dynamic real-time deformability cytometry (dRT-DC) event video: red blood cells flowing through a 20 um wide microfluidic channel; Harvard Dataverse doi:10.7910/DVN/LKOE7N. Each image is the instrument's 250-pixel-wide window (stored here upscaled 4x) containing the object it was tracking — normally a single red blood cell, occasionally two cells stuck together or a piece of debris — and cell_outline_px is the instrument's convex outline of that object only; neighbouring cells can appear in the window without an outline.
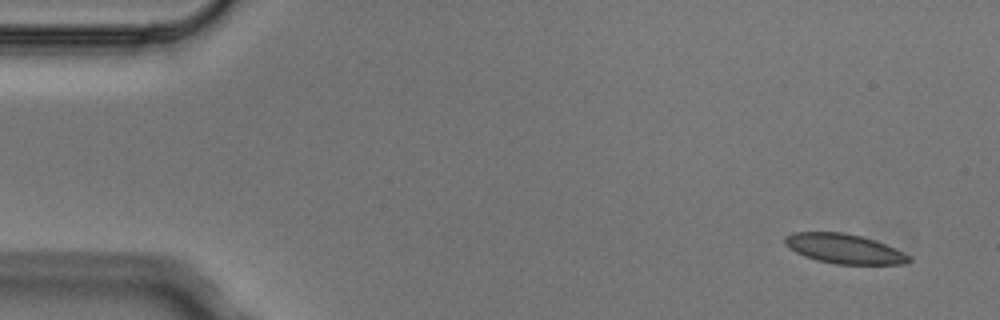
{"species": "Egyptian fruit bat (a non-hibernating species)", "species_latin": "Rousettus aegyptiacus", "temperature_condition": "cold", "stored_images_in_passage": 4, "camera_frame_rate_fps": 3000, "um_per_image_px": 0.085, "animal": {"sex": "male"}, "frame": {"image": 1, "passage_image": 1, "time_ms": 0.0, "image_size_px": [1000, 320], "cell_outline_px": [[912, 260], [904, 264], [836, 264], [816, 260], [804, 256], [788, 248], [784, 244], [784, 236], [792, 232], [844, 232], [860, 236], [896, 248], [904, 252]], "centroid_in_image_um": [71.71, 21.14], "position_along_channel_um": 13.3, "area_um2": 21.39}}
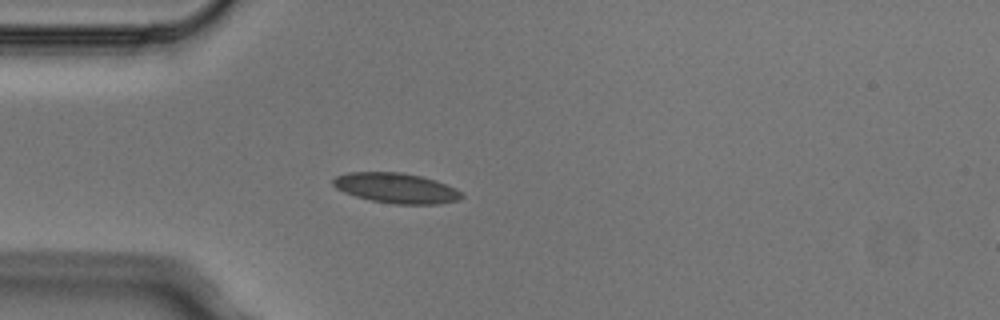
{"frame": {"image": 2, "passage_image": 4, "time_ms": 1.0, "image_size_px": [1000, 320], "cell_outline_px": [[464, 196], [460, 200], [436, 204], [396, 204], [372, 200], [356, 196], [344, 192], [336, 188], [332, 184], [332, 180], [336, 176], [348, 172], [404, 172], [436, 180], [456, 188]], "centroid_in_image_um": [33.69, 15.98], "position_along_channel_um": 51.3, "area_um2": 22.6}}